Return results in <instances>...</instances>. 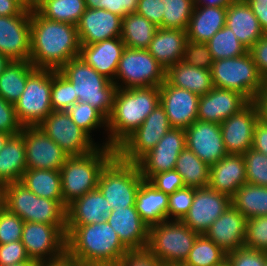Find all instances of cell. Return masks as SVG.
<instances>
[{
	"instance_id": "obj_1",
	"label": "cell",
	"mask_w": 267,
	"mask_h": 266,
	"mask_svg": "<svg viewBox=\"0 0 267 266\" xmlns=\"http://www.w3.org/2000/svg\"><path fill=\"white\" fill-rule=\"evenodd\" d=\"M30 62L36 69L59 70L79 57L80 41L76 25L51 21L36 10L31 12Z\"/></svg>"
},
{
	"instance_id": "obj_2",
	"label": "cell",
	"mask_w": 267,
	"mask_h": 266,
	"mask_svg": "<svg viewBox=\"0 0 267 266\" xmlns=\"http://www.w3.org/2000/svg\"><path fill=\"white\" fill-rule=\"evenodd\" d=\"M127 251L107 221L66 226V258L78 266H117Z\"/></svg>"
},
{
	"instance_id": "obj_3",
	"label": "cell",
	"mask_w": 267,
	"mask_h": 266,
	"mask_svg": "<svg viewBox=\"0 0 267 266\" xmlns=\"http://www.w3.org/2000/svg\"><path fill=\"white\" fill-rule=\"evenodd\" d=\"M160 104L159 87L117 88L103 146L117 148Z\"/></svg>"
},
{
	"instance_id": "obj_4",
	"label": "cell",
	"mask_w": 267,
	"mask_h": 266,
	"mask_svg": "<svg viewBox=\"0 0 267 266\" xmlns=\"http://www.w3.org/2000/svg\"><path fill=\"white\" fill-rule=\"evenodd\" d=\"M115 155V148L102 145L90 153L67 158L60 169L63 203L66 207L87 192L97 189L101 170Z\"/></svg>"
},
{
	"instance_id": "obj_5",
	"label": "cell",
	"mask_w": 267,
	"mask_h": 266,
	"mask_svg": "<svg viewBox=\"0 0 267 266\" xmlns=\"http://www.w3.org/2000/svg\"><path fill=\"white\" fill-rule=\"evenodd\" d=\"M74 87L79 102H87L106 119L113 110L117 86L99 74L80 56L70 59L58 70Z\"/></svg>"
},
{
	"instance_id": "obj_6",
	"label": "cell",
	"mask_w": 267,
	"mask_h": 266,
	"mask_svg": "<svg viewBox=\"0 0 267 266\" xmlns=\"http://www.w3.org/2000/svg\"><path fill=\"white\" fill-rule=\"evenodd\" d=\"M6 209L24 222L57 225L66 234V206L63 200L39 197L20 181L3 186Z\"/></svg>"
},
{
	"instance_id": "obj_7",
	"label": "cell",
	"mask_w": 267,
	"mask_h": 266,
	"mask_svg": "<svg viewBox=\"0 0 267 266\" xmlns=\"http://www.w3.org/2000/svg\"><path fill=\"white\" fill-rule=\"evenodd\" d=\"M213 87L234 90L250 102L267 87L249 52L236 58L215 60L211 68Z\"/></svg>"
},
{
	"instance_id": "obj_8",
	"label": "cell",
	"mask_w": 267,
	"mask_h": 266,
	"mask_svg": "<svg viewBox=\"0 0 267 266\" xmlns=\"http://www.w3.org/2000/svg\"><path fill=\"white\" fill-rule=\"evenodd\" d=\"M143 181L136 163L122 161L115 155L101 170L97 188L114 210L135 206L136 193Z\"/></svg>"
},
{
	"instance_id": "obj_9",
	"label": "cell",
	"mask_w": 267,
	"mask_h": 266,
	"mask_svg": "<svg viewBox=\"0 0 267 266\" xmlns=\"http://www.w3.org/2000/svg\"><path fill=\"white\" fill-rule=\"evenodd\" d=\"M181 220H167L149 227L147 249L166 265L182 264L199 236Z\"/></svg>"
},
{
	"instance_id": "obj_10",
	"label": "cell",
	"mask_w": 267,
	"mask_h": 266,
	"mask_svg": "<svg viewBox=\"0 0 267 266\" xmlns=\"http://www.w3.org/2000/svg\"><path fill=\"white\" fill-rule=\"evenodd\" d=\"M52 69H36L14 103L16 116L23 127L38 126L52 111Z\"/></svg>"
},
{
	"instance_id": "obj_11",
	"label": "cell",
	"mask_w": 267,
	"mask_h": 266,
	"mask_svg": "<svg viewBox=\"0 0 267 266\" xmlns=\"http://www.w3.org/2000/svg\"><path fill=\"white\" fill-rule=\"evenodd\" d=\"M165 73V68L147 49L125 47L113 82L117 88L125 89L160 87L165 81ZM119 80L125 86L122 83H118Z\"/></svg>"
},
{
	"instance_id": "obj_12",
	"label": "cell",
	"mask_w": 267,
	"mask_h": 266,
	"mask_svg": "<svg viewBox=\"0 0 267 266\" xmlns=\"http://www.w3.org/2000/svg\"><path fill=\"white\" fill-rule=\"evenodd\" d=\"M21 242L29 259L38 264L66 258V234L57 225L24 222Z\"/></svg>"
},
{
	"instance_id": "obj_13",
	"label": "cell",
	"mask_w": 267,
	"mask_h": 266,
	"mask_svg": "<svg viewBox=\"0 0 267 266\" xmlns=\"http://www.w3.org/2000/svg\"><path fill=\"white\" fill-rule=\"evenodd\" d=\"M171 128L164 108L159 104L117 148L116 155L125 162L136 163L153 149Z\"/></svg>"
},
{
	"instance_id": "obj_14",
	"label": "cell",
	"mask_w": 267,
	"mask_h": 266,
	"mask_svg": "<svg viewBox=\"0 0 267 266\" xmlns=\"http://www.w3.org/2000/svg\"><path fill=\"white\" fill-rule=\"evenodd\" d=\"M38 127L69 156L84 155L99 146L71 119L67 111H52Z\"/></svg>"
},
{
	"instance_id": "obj_15",
	"label": "cell",
	"mask_w": 267,
	"mask_h": 266,
	"mask_svg": "<svg viewBox=\"0 0 267 266\" xmlns=\"http://www.w3.org/2000/svg\"><path fill=\"white\" fill-rule=\"evenodd\" d=\"M27 169L60 170L69 157L38 126L23 127Z\"/></svg>"
},
{
	"instance_id": "obj_16",
	"label": "cell",
	"mask_w": 267,
	"mask_h": 266,
	"mask_svg": "<svg viewBox=\"0 0 267 266\" xmlns=\"http://www.w3.org/2000/svg\"><path fill=\"white\" fill-rule=\"evenodd\" d=\"M185 147V130L170 128L156 146L136 162L143 179L148 181L159 172L173 170Z\"/></svg>"
},
{
	"instance_id": "obj_17",
	"label": "cell",
	"mask_w": 267,
	"mask_h": 266,
	"mask_svg": "<svg viewBox=\"0 0 267 266\" xmlns=\"http://www.w3.org/2000/svg\"><path fill=\"white\" fill-rule=\"evenodd\" d=\"M232 205L231 197L208 187L195 188L188 213L181 220L192 231L205 234L212 223Z\"/></svg>"
},
{
	"instance_id": "obj_18",
	"label": "cell",
	"mask_w": 267,
	"mask_h": 266,
	"mask_svg": "<svg viewBox=\"0 0 267 266\" xmlns=\"http://www.w3.org/2000/svg\"><path fill=\"white\" fill-rule=\"evenodd\" d=\"M31 13L0 16V53L10 61H29L31 51Z\"/></svg>"
},
{
	"instance_id": "obj_19",
	"label": "cell",
	"mask_w": 267,
	"mask_h": 266,
	"mask_svg": "<svg viewBox=\"0 0 267 266\" xmlns=\"http://www.w3.org/2000/svg\"><path fill=\"white\" fill-rule=\"evenodd\" d=\"M260 118L259 106L250 102L239 113L221 124V133L228 154H244L253 147L254 127Z\"/></svg>"
},
{
	"instance_id": "obj_20",
	"label": "cell",
	"mask_w": 267,
	"mask_h": 266,
	"mask_svg": "<svg viewBox=\"0 0 267 266\" xmlns=\"http://www.w3.org/2000/svg\"><path fill=\"white\" fill-rule=\"evenodd\" d=\"M185 143L186 148L208 166L214 165L228 154L218 123L195 120L185 130Z\"/></svg>"
},
{
	"instance_id": "obj_21",
	"label": "cell",
	"mask_w": 267,
	"mask_h": 266,
	"mask_svg": "<svg viewBox=\"0 0 267 266\" xmlns=\"http://www.w3.org/2000/svg\"><path fill=\"white\" fill-rule=\"evenodd\" d=\"M159 91L160 105L167 114L171 128L186 130L197 120L199 95L170 85L166 80Z\"/></svg>"
},
{
	"instance_id": "obj_22",
	"label": "cell",
	"mask_w": 267,
	"mask_h": 266,
	"mask_svg": "<svg viewBox=\"0 0 267 266\" xmlns=\"http://www.w3.org/2000/svg\"><path fill=\"white\" fill-rule=\"evenodd\" d=\"M249 103L250 101L237 91L213 87L207 94L199 97L197 120L221 124Z\"/></svg>"
},
{
	"instance_id": "obj_23",
	"label": "cell",
	"mask_w": 267,
	"mask_h": 266,
	"mask_svg": "<svg viewBox=\"0 0 267 266\" xmlns=\"http://www.w3.org/2000/svg\"><path fill=\"white\" fill-rule=\"evenodd\" d=\"M80 45L121 37L122 17L105 9L86 8L76 24Z\"/></svg>"
},
{
	"instance_id": "obj_24",
	"label": "cell",
	"mask_w": 267,
	"mask_h": 266,
	"mask_svg": "<svg viewBox=\"0 0 267 266\" xmlns=\"http://www.w3.org/2000/svg\"><path fill=\"white\" fill-rule=\"evenodd\" d=\"M107 223L129 250L147 248L149 226L141 219L135 206L112 210L107 216Z\"/></svg>"
},
{
	"instance_id": "obj_25",
	"label": "cell",
	"mask_w": 267,
	"mask_h": 266,
	"mask_svg": "<svg viewBox=\"0 0 267 266\" xmlns=\"http://www.w3.org/2000/svg\"><path fill=\"white\" fill-rule=\"evenodd\" d=\"M246 221L242 213L230 205L204 235L229 253L244 246Z\"/></svg>"
},
{
	"instance_id": "obj_26",
	"label": "cell",
	"mask_w": 267,
	"mask_h": 266,
	"mask_svg": "<svg viewBox=\"0 0 267 266\" xmlns=\"http://www.w3.org/2000/svg\"><path fill=\"white\" fill-rule=\"evenodd\" d=\"M125 44L121 37L81 45L80 57L99 74L114 81Z\"/></svg>"
},
{
	"instance_id": "obj_27",
	"label": "cell",
	"mask_w": 267,
	"mask_h": 266,
	"mask_svg": "<svg viewBox=\"0 0 267 266\" xmlns=\"http://www.w3.org/2000/svg\"><path fill=\"white\" fill-rule=\"evenodd\" d=\"M247 183L245 160L242 154H227L210 166L209 187L232 197Z\"/></svg>"
},
{
	"instance_id": "obj_28",
	"label": "cell",
	"mask_w": 267,
	"mask_h": 266,
	"mask_svg": "<svg viewBox=\"0 0 267 266\" xmlns=\"http://www.w3.org/2000/svg\"><path fill=\"white\" fill-rule=\"evenodd\" d=\"M111 205L97 188L74 200L66 208V226H84L107 221Z\"/></svg>"
},
{
	"instance_id": "obj_29",
	"label": "cell",
	"mask_w": 267,
	"mask_h": 266,
	"mask_svg": "<svg viewBox=\"0 0 267 266\" xmlns=\"http://www.w3.org/2000/svg\"><path fill=\"white\" fill-rule=\"evenodd\" d=\"M226 26L233 30L236 38L248 50L265 34L256 15L245 0H235L227 6Z\"/></svg>"
},
{
	"instance_id": "obj_30",
	"label": "cell",
	"mask_w": 267,
	"mask_h": 266,
	"mask_svg": "<svg viewBox=\"0 0 267 266\" xmlns=\"http://www.w3.org/2000/svg\"><path fill=\"white\" fill-rule=\"evenodd\" d=\"M186 30L158 28L147 50L165 70L183 60Z\"/></svg>"
},
{
	"instance_id": "obj_31",
	"label": "cell",
	"mask_w": 267,
	"mask_h": 266,
	"mask_svg": "<svg viewBox=\"0 0 267 266\" xmlns=\"http://www.w3.org/2000/svg\"><path fill=\"white\" fill-rule=\"evenodd\" d=\"M227 7L194 6L186 30L188 41L206 43L226 25Z\"/></svg>"
},
{
	"instance_id": "obj_32",
	"label": "cell",
	"mask_w": 267,
	"mask_h": 266,
	"mask_svg": "<svg viewBox=\"0 0 267 266\" xmlns=\"http://www.w3.org/2000/svg\"><path fill=\"white\" fill-rule=\"evenodd\" d=\"M165 80L170 85L199 96L207 94L213 88L211 70L191 66L182 60L166 69Z\"/></svg>"
},
{
	"instance_id": "obj_33",
	"label": "cell",
	"mask_w": 267,
	"mask_h": 266,
	"mask_svg": "<svg viewBox=\"0 0 267 266\" xmlns=\"http://www.w3.org/2000/svg\"><path fill=\"white\" fill-rule=\"evenodd\" d=\"M135 208L149 227L167 221L168 194L144 180L136 193Z\"/></svg>"
},
{
	"instance_id": "obj_34",
	"label": "cell",
	"mask_w": 267,
	"mask_h": 266,
	"mask_svg": "<svg viewBox=\"0 0 267 266\" xmlns=\"http://www.w3.org/2000/svg\"><path fill=\"white\" fill-rule=\"evenodd\" d=\"M27 169L22 133L11 136L0 151V186L21 181Z\"/></svg>"
},
{
	"instance_id": "obj_35",
	"label": "cell",
	"mask_w": 267,
	"mask_h": 266,
	"mask_svg": "<svg viewBox=\"0 0 267 266\" xmlns=\"http://www.w3.org/2000/svg\"><path fill=\"white\" fill-rule=\"evenodd\" d=\"M35 70L30 61H10L0 74V96L14 104L24 91L27 78Z\"/></svg>"
},
{
	"instance_id": "obj_36",
	"label": "cell",
	"mask_w": 267,
	"mask_h": 266,
	"mask_svg": "<svg viewBox=\"0 0 267 266\" xmlns=\"http://www.w3.org/2000/svg\"><path fill=\"white\" fill-rule=\"evenodd\" d=\"M20 182L39 197L63 200L60 170L26 169Z\"/></svg>"
},
{
	"instance_id": "obj_37",
	"label": "cell",
	"mask_w": 267,
	"mask_h": 266,
	"mask_svg": "<svg viewBox=\"0 0 267 266\" xmlns=\"http://www.w3.org/2000/svg\"><path fill=\"white\" fill-rule=\"evenodd\" d=\"M158 27L138 13H130L122 18L121 39L125 47L147 49Z\"/></svg>"
},
{
	"instance_id": "obj_38",
	"label": "cell",
	"mask_w": 267,
	"mask_h": 266,
	"mask_svg": "<svg viewBox=\"0 0 267 266\" xmlns=\"http://www.w3.org/2000/svg\"><path fill=\"white\" fill-rule=\"evenodd\" d=\"M231 202L246 219L267 216V187L246 183L231 197Z\"/></svg>"
},
{
	"instance_id": "obj_39",
	"label": "cell",
	"mask_w": 267,
	"mask_h": 266,
	"mask_svg": "<svg viewBox=\"0 0 267 266\" xmlns=\"http://www.w3.org/2000/svg\"><path fill=\"white\" fill-rule=\"evenodd\" d=\"M174 169L181 175L186 187L209 186L210 166L186 147L179 154Z\"/></svg>"
},
{
	"instance_id": "obj_40",
	"label": "cell",
	"mask_w": 267,
	"mask_h": 266,
	"mask_svg": "<svg viewBox=\"0 0 267 266\" xmlns=\"http://www.w3.org/2000/svg\"><path fill=\"white\" fill-rule=\"evenodd\" d=\"M84 0H46L36 11L51 21L76 25L85 12Z\"/></svg>"
},
{
	"instance_id": "obj_41",
	"label": "cell",
	"mask_w": 267,
	"mask_h": 266,
	"mask_svg": "<svg viewBox=\"0 0 267 266\" xmlns=\"http://www.w3.org/2000/svg\"><path fill=\"white\" fill-rule=\"evenodd\" d=\"M227 253L204 234L199 235L183 263L186 266H222Z\"/></svg>"
},
{
	"instance_id": "obj_42",
	"label": "cell",
	"mask_w": 267,
	"mask_h": 266,
	"mask_svg": "<svg viewBox=\"0 0 267 266\" xmlns=\"http://www.w3.org/2000/svg\"><path fill=\"white\" fill-rule=\"evenodd\" d=\"M213 60L236 58L248 52V49L236 38L233 30L224 26L207 42Z\"/></svg>"
},
{
	"instance_id": "obj_43",
	"label": "cell",
	"mask_w": 267,
	"mask_h": 266,
	"mask_svg": "<svg viewBox=\"0 0 267 266\" xmlns=\"http://www.w3.org/2000/svg\"><path fill=\"white\" fill-rule=\"evenodd\" d=\"M194 5L192 0H164L162 28L187 30Z\"/></svg>"
},
{
	"instance_id": "obj_44",
	"label": "cell",
	"mask_w": 267,
	"mask_h": 266,
	"mask_svg": "<svg viewBox=\"0 0 267 266\" xmlns=\"http://www.w3.org/2000/svg\"><path fill=\"white\" fill-rule=\"evenodd\" d=\"M51 105L53 111H67L78 97L74 92L71 81L58 70H52Z\"/></svg>"
},
{
	"instance_id": "obj_45",
	"label": "cell",
	"mask_w": 267,
	"mask_h": 266,
	"mask_svg": "<svg viewBox=\"0 0 267 266\" xmlns=\"http://www.w3.org/2000/svg\"><path fill=\"white\" fill-rule=\"evenodd\" d=\"M67 113L71 119L84 130L91 138L92 130L98 127H107V119L87 102H75Z\"/></svg>"
},
{
	"instance_id": "obj_46",
	"label": "cell",
	"mask_w": 267,
	"mask_h": 266,
	"mask_svg": "<svg viewBox=\"0 0 267 266\" xmlns=\"http://www.w3.org/2000/svg\"><path fill=\"white\" fill-rule=\"evenodd\" d=\"M243 157L247 183L267 187V155L251 148Z\"/></svg>"
},
{
	"instance_id": "obj_47",
	"label": "cell",
	"mask_w": 267,
	"mask_h": 266,
	"mask_svg": "<svg viewBox=\"0 0 267 266\" xmlns=\"http://www.w3.org/2000/svg\"><path fill=\"white\" fill-rule=\"evenodd\" d=\"M244 247L267 252L266 215L247 219Z\"/></svg>"
},
{
	"instance_id": "obj_48",
	"label": "cell",
	"mask_w": 267,
	"mask_h": 266,
	"mask_svg": "<svg viewBox=\"0 0 267 266\" xmlns=\"http://www.w3.org/2000/svg\"><path fill=\"white\" fill-rule=\"evenodd\" d=\"M195 194V188L184 187L168 195L167 219L182 220L188 213Z\"/></svg>"
},
{
	"instance_id": "obj_49",
	"label": "cell",
	"mask_w": 267,
	"mask_h": 266,
	"mask_svg": "<svg viewBox=\"0 0 267 266\" xmlns=\"http://www.w3.org/2000/svg\"><path fill=\"white\" fill-rule=\"evenodd\" d=\"M186 64L211 70L214 62L207 43L187 41L183 60Z\"/></svg>"
},
{
	"instance_id": "obj_50",
	"label": "cell",
	"mask_w": 267,
	"mask_h": 266,
	"mask_svg": "<svg viewBox=\"0 0 267 266\" xmlns=\"http://www.w3.org/2000/svg\"><path fill=\"white\" fill-rule=\"evenodd\" d=\"M24 221L5 209L0 214V244L21 240Z\"/></svg>"
},
{
	"instance_id": "obj_51",
	"label": "cell",
	"mask_w": 267,
	"mask_h": 266,
	"mask_svg": "<svg viewBox=\"0 0 267 266\" xmlns=\"http://www.w3.org/2000/svg\"><path fill=\"white\" fill-rule=\"evenodd\" d=\"M229 266H266L267 252L241 247L227 253Z\"/></svg>"
},
{
	"instance_id": "obj_52",
	"label": "cell",
	"mask_w": 267,
	"mask_h": 266,
	"mask_svg": "<svg viewBox=\"0 0 267 266\" xmlns=\"http://www.w3.org/2000/svg\"><path fill=\"white\" fill-rule=\"evenodd\" d=\"M86 8L105 9L120 17L135 13L138 0H84Z\"/></svg>"
},
{
	"instance_id": "obj_53",
	"label": "cell",
	"mask_w": 267,
	"mask_h": 266,
	"mask_svg": "<svg viewBox=\"0 0 267 266\" xmlns=\"http://www.w3.org/2000/svg\"><path fill=\"white\" fill-rule=\"evenodd\" d=\"M148 182L157 190L168 195L174 193L178 189L186 187L183 178L175 169L159 172L153 175Z\"/></svg>"
},
{
	"instance_id": "obj_54",
	"label": "cell",
	"mask_w": 267,
	"mask_h": 266,
	"mask_svg": "<svg viewBox=\"0 0 267 266\" xmlns=\"http://www.w3.org/2000/svg\"><path fill=\"white\" fill-rule=\"evenodd\" d=\"M117 266H169L157 259L147 248L127 251Z\"/></svg>"
},
{
	"instance_id": "obj_55",
	"label": "cell",
	"mask_w": 267,
	"mask_h": 266,
	"mask_svg": "<svg viewBox=\"0 0 267 266\" xmlns=\"http://www.w3.org/2000/svg\"><path fill=\"white\" fill-rule=\"evenodd\" d=\"M23 126L19 123L14 104L7 102L0 96V132L10 135L19 134Z\"/></svg>"
},
{
	"instance_id": "obj_56",
	"label": "cell",
	"mask_w": 267,
	"mask_h": 266,
	"mask_svg": "<svg viewBox=\"0 0 267 266\" xmlns=\"http://www.w3.org/2000/svg\"><path fill=\"white\" fill-rule=\"evenodd\" d=\"M30 260L21 240L0 244V266H9Z\"/></svg>"
},
{
	"instance_id": "obj_57",
	"label": "cell",
	"mask_w": 267,
	"mask_h": 266,
	"mask_svg": "<svg viewBox=\"0 0 267 266\" xmlns=\"http://www.w3.org/2000/svg\"><path fill=\"white\" fill-rule=\"evenodd\" d=\"M136 13L162 28L164 0H138Z\"/></svg>"
},
{
	"instance_id": "obj_58",
	"label": "cell",
	"mask_w": 267,
	"mask_h": 266,
	"mask_svg": "<svg viewBox=\"0 0 267 266\" xmlns=\"http://www.w3.org/2000/svg\"><path fill=\"white\" fill-rule=\"evenodd\" d=\"M258 72L267 82V34L259 38L248 50Z\"/></svg>"
},
{
	"instance_id": "obj_59",
	"label": "cell",
	"mask_w": 267,
	"mask_h": 266,
	"mask_svg": "<svg viewBox=\"0 0 267 266\" xmlns=\"http://www.w3.org/2000/svg\"><path fill=\"white\" fill-rule=\"evenodd\" d=\"M252 148L267 155V123L261 118L258 119L254 127Z\"/></svg>"
},
{
	"instance_id": "obj_60",
	"label": "cell",
	"mask_w": 267,
	"mask_h": 266,
	"mask_svg": "<svg viewBox=\"0 0 267 266\" xmlns=\"http://www.w3.org/2000/svg\"><path fill=\"white\" fill-rule=\"evenodd\" d=\"M256 15L262 31L267 34V0H245Z\"/></svg>"
},
{
	"instance_id": "obj_61",
	"label": "cell",
	"mask_w": 267,
	"mask_h": 266,
	"mask_svg": "<svg viewBox=\"0 0 267 266\" xmlns=\"http://www.w3.org/2000/svg\"><path fill=\"white\" fill-rule=\"evenodd\" d=\"M23 9L13 0H0V16L19 15Z\"/></svg>"
},
{
	"instance_id": "obj_62",
	"label": "cell",
	"mask_w": 267,
	"mask_h": 266,
	"mask_svg": "<svg viewBox=\"0 0 267 266\" xmlns=\"http://www.w3.org/2000/svg\"><path fill=\"white\" fill-rule=\"evenodd\" d=\"M255 102L259 106L260 118L267 123V87L257 96Z\"/></svg>"
},
{
	"instance_id": "obj_63",
	"label": "cell",
	"mask_w": 267,
	"mask_h": 266,
	"mask_svg": "<svg viewBox=\"0 0 267 266\" xmlns=\"http://www.w3.org/2000/svg\"><path fill=\"white\" fill-rule=\"evenodd\" d=\"M235 0H196L194 6L227 7Z\"/></svg>"
},
{
	"instance_id": "obj_64",
	"label": "cell",
	"mask_w": 267,
	"mask_h": 266,
	"mask_svg": "<svg viewBox=\"0 0 267 266\" xmlns=\"http://www.w3.org/2000/svg\"><path fill=\"white\" fill-rule=\"evenodd\" d=\"M38 266H78V265L75 264L72 260H69L68 258H64L63 260H60L59 262L39 264Z\"/></svg>"
},
{
	"instance_id": "obj_65",
	"label": "cell",
	"mask_w": 267,
	"mask_h": 266,
	"mask_svg": "<svg viewBox=\"0 0 267 266\" xmlns=\"http://www.w3.org/2000/svg\"><path fill=\"white\" fill-rule=\"evenodd\" d=\"M46 0H29V12L36 10L41 6Z\"/></svg>"
},
{
	"instance_id": "obj_66",
	"label": "cell",
	"mask_w": 267,
	"mask_h": 266,
	"mask_svg": "<svg viewBox=\"0 0 267 266\" xmlns=\"http://www.w3.org/2000/svg\"><path fill=\"white\" fill-rule=\"evenodd\" d=\"M6 209L5 191L3 186H0V214Z\"/></svg>"
},
{
	"instance_id": "obj_67",
	"label": "cell",
	"mask_w": 267,
	"mask_h": 266,
	"mask_svg": "<svg viewBox=\"0 0 267 266\" xmlns=\"http://www.w3.org/2000/svg\"><path fill=\"white\" fill-rule=\"evenodd\" d=\"M12 135L7 134L5 132H0V151L2 148L5 146L7 140L11 137Z\"/></svg>"
},
{
	"instance_id": "obj_68",
	"label": "cell",
	"mask_w": 267,
	"mask_h": 266,
	"mask_svg": "<svg viewBox=\"0 0 267 266\" xmlns=\"http://www.w3.org/2000/svg\"><path fill=\"white\" fill-rule=\"evenodd\" d=\"M9 62L10 60L0 53V74L3 72L4 68L8 65Z\"/></svg>"
},
{
	"instance_id": "obj_69",
	"label": "cell",
	"mask_w": 267,
	"mask_h": 266,
	"mask_svg": "<svg viewBox=\"0 0 267 266\" xmlns=\"http://www.w3.org/2000/svg\"><path fill=\"white\" fill-rule=\"evenodd\" d=\"M17 3L24 11L29 12V0H13Z\"/></svg>"
},
{
	"instance_id": "obj_70",
	"label": "cell",
	"mask_w": 267,
	"mask_h": 266,
	"mask_svg": "<svg viewBox=\"0 0 267 266\" xmlns=\"http://www.w3.org/2000/svg\"><path fill=\"white\" fill-rule=\"evenodd\" d=\"M39 264L35 261H24L21 263H15L9 266H38Z\"/></svg>"
},
{
	"instance_id": "obj_71",
	"label": "cell",
	"mask_w": 267,
	"mask_h": 266,
	"mask_svg": "<svg viewBox=\"0 0 267 266\" xmlns=\"http://www.w3.org/2000/svg\"><path fill=\"white\" fill-rule=\"evenodd\" d=\"M169 266H186V265H184V264L182 263V264H172V265H169Z\"/></svg>"
}]
</instances>
